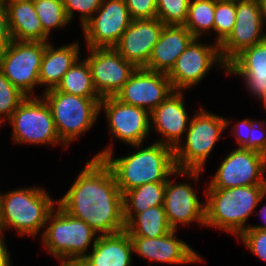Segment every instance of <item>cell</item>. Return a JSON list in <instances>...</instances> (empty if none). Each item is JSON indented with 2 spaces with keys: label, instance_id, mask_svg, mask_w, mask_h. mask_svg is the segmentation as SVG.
<instances>
[{
  "label": "cell",
  "instance_id": "6da1fadb",
  "mask_svg": "<svg viewBox=\"0 0 266 266\" xmlns=\"http://www.w3.org/2000/svg\"><path fill=\"white\" fill-rule=\"evenodd\" d=\"M57 204L68 214L87 223L98 235L125 230L123 194L111 169L92 157Z\"/></svg>",
  "mask_w": 266,
  "mask_h": 266
},
{
  "label": "cell",
  "instance_id": "7a4b0ae2",
  "mask_svg": "<svg viewBox=\"0 0 266 266\" xmlns=\"http://www.w3.org/2000/svg\"><path fill=\"white\" fill-rule=\"evenodd\" d=\"M153 141L146 147H143L146 145L144 143L130 145L135 151L122 157L114 156L115 146L109 143L93 157L102 159L111 169L120 191L124 194L145 183L166 182L177 170L174 149Z\"/></svg>",
  "mask_w": 266,
  "mask_h": 266
},
{
  "label": "cell",
  "instance_id": "3957f363",
  "mask_svg": "<svg viewBox=\"0 0 266 266\" xmlns=\"http://www.w3.org/2000/svg\"><path fill=\"white\" fill-rule=\"evenodd\" d=\"M205 227L217 228L238 237L250 227L249 218L266 199V185L206 188Z\"/></svg>",
  "mask_w": 266,
  "mask_h": 266
},
{
  "label": "cell",
  "instance_id": "277c9868",
  "mask_svg": "<svg viewBox=\"0 0 266 266\" xmlns=\"http://www.w3.org/2000/svg\"><path fill=\"white\" fill-rule=\"evenodd\" d=\"M55 205L57 200L52 199L48 190L41 186L21 187L3 192L0 229L4 232L13 229L21 237L26 235L36 238L39 233L42 235Z\"/></svg>",
  "mask_w": 266,
  "mask_h": 266
},
{
  "label": "cell",
  "instance_id": "5b68a950",
  "mask_svg": "<svg viewBox=\"0 0 266 266\" xmlns=\"http://www.w3.org/2000/svg\"><path fill=\"white\" fill-rule=\"evenodd\" d=\"M191 117L184 141L174 149L177 170L205 171L207 159L218 144L232 119L211 113L200 105Z\"/></svg>",
  "mask_w": 266,
  "mask_h": 266
},
{
  "label": "cell",
  "instance_id": "8992f818",
  "mask_svg": "<svg viewBox=\"0 0 266 266\" xmlns=\"http://www.w3.org/2000/svg\"><path fill=\"white\" fill-rule=\"evenodd\" d=\"M45 227L40 235L42 246L55 259H83L99 236L87 223L66 213L58 204Z\"/></svg>",
  "mask_w": 266,
  "mask_h": 266
},
{
  "label": "cell",
  "instance_id": "52a82bcc",
  "mask_svg": "<svg viewBox=\"0 0 266 266\" xmlns=\"http://www.w3.org/2000/svg\"><path fill=\"white\" fill-rule=\"evenodd\" d=\"M41 95L51 110L57 134L67 147L92 129L100 117L101 98H86L56 89Z\"/></svg>",
  "mask_w": 266,
  "mask_h": 266
},
{
  "label": "cell",
  "instance_id": "ba28073f",
  "mask_svg": "<svg viewBox=\"0 0 266 266\" xmlns=\"http://www.w3.org/2000/svg\"><path fill=\"white\" fill-rule=\"evenodd\" d=\"M12 128V139L15 144L36 146L61 145L68 147L60 140L51 110L45 100L39 97H26L6 122Z\"/></svg>",
  "mask_w": 266,
  "mask_h": 266
},
{
  "label": "cell",
  "instance_id": "9c48e42d",
  "mask_svg": "<svg viewBox=\"0 0 266 266\" xmlns=\"http://www.w3.org/2000/svg\"><path fill=\"white\" fill-rule=\"evenodd\" d=\"M203 172L176 170L166 181L163 207L172 230H178L179 225L187 227L194 222L205 228V202L199 200L196 191ZM174 175L185 177L187 181L184 178V182H175L171 178ZM191 181L197 183L196 189Z\"/></svg>",
  "mask_w": 266,
  "mask_h": 266
},
{
  "label": "cell",
  "instance_id": "30bf717a",
  "mask_svg": "<svg viewBox=\"0 0 266 266\" xmlns=\"http://www.w3.org/2000/svg\"><path fill=\"white\" fill-rule=\"evenodd\" d=\"M200 39L194 38L190 42L167 74L174 91H189L198 86L216 66L227 76V64L221 58L219 45Z\"/></svg>",
  "mask_w": 266,
  "mask_h": 266
},
{
  "label": "cell",
  "instance_id": "8fae6325",
  "mask_svg": "<svg viewBox=\"0 0 266 266\" xmlns=\"http://www.w3.org/2000/svg\"><path fill=\"white\" fill-rule=\"evenodd\" d=\"M46 42L12 40L0 57V70L27 97L35 95Z\"/></svg>",
  "mask_w": 266,
  "mask_h": 266
},
{
  "label": "cell",
  "instance_id": "7c38bea8",
  "mask_svg": "<svg viewBox=\"0 0 266 266\" xmlns=\"http://www.w3.org/2000/svg\"><path fill=\"white\" fill-rule=\"evenodd\" d=\"M266 156L236 147L222 159L206 188L266 185Z\"/></svg>",
  "mask_w": 266,
  "mask_h": 266
},
{
  "label": "cell",
  "instance_id": "4fadbf2b",
  "mask_svg": "<svg viewBox=\"0 0 266 266\" xmlns=\"http://www.w3.org/2000/svg\"><path fill=\"white\" fill-rule=\"evenodd\" d=\"M105 113L110 138L122 143H146L151 135L150 112L142 107L127 105L115 97H105L99 102V115Z\"/></svg>",
  "mask_w": 266,
  "mask_h": 266
},
{
  "label": "cell",
  "instance_id": "5bb4252c",
  "mask_svg": "<svg viewBox=\"0 0 266 266\" xmlns=\"http://www.w3.org/2000/svg\"><path fill=\"white\" fill-rule=\"evenodd\" d=\"M131 21L125 0H103L81 27L86 48H114Z\"/></svg>",
  "mask_w": 266,
  "mask_h": 266
},
{
  "label": "cell",
  "instance_id": "9a60e30c",
  "mask_svg": "<svg viewBox=\"0 0 266 266\" xmlns=\"http://www.w3.org/2000/svg\"><path fill=\"white\" fill-rule=\"evenodd\" d=\"M261 0L236 2V19L232 33L219 46L222 60L228 64L243 49L266 39Z\"/></svg>",
  "mask_w": 266,
  "mask_h": 266
},
{
  "label": "cell",
  "instance_id": "2e32d148",
  "mask_svg": "<svg viewBox=\"0 0 266 266\" xmlns=\"http://www.w3.org/2000/svg\"><path fill=\"white\" fill-rule=\"evenodd\" d=\"M93 84L102 98L115 97L136 67L114 48H86Z\"/></svg>",
  "mask_w": 266,
  "mask_h": 266
},
{
  "label": "cell",
  "instance_id": "e0dca14e",
  "mask_svg": "<svg viewBox=\"0 0 266 266\" xmlns=\"http://www.w3.org/2000/svg\"><path fill=\"white\" fill-rule=\"evenodd\" d=\"M178 230H171L168 234L156 238L130 237L133 253L151 262L170 265H191L205 263L191 245L178 239ZM177 236V237H176Z\"/></svg>",
  "mask_w": 266,
  "mask_h": 266
},
{
  "label": "cell",
  "instance_id": "ac0fdd59",
  "mask_svg": "<svg viewBox=\"0 0 266 266\" xmlns=\"http://www.w3.org/2000/svg\"><path fill=\"white\" fill-rule=\"evenodd\" d=\"M173 91L167 74L136 68L115 98L151 112Z\"/></svg>",
  "mask_w": 266,
  "mask_h": 266
},
{
  "label": "cell",
  "instance_id": "d6986e66",
  "mask_svg": "<svg viewBox=\"0 0 266 266\" xmlns=\"http://www.w3.org/2000/svg\"><path fill=\"white\" fill-rule=\"evenodd\" d=\"M184 91H173L150 112V129L159 134L156 142L175 149L183 141L192 116L187 112ZM154 129V130H153Z\"/></svg>",
  "mask_w": 266,
  "mask_h": 266
},
{
  "label": "cell",
  "instance_id": "ffe728a7",
  "mask_svg": "<svg viewBox=\"0 0 266 266\" xmlns=\"http://www.w3.org/2000/svg\"><path fill=\"white\" fill-rule=\"evenodd\" d=\"M163 27L158 18L132 20L114 49L136 68H144Z\"/></svg>",
  "mask_w": 266,
  "mask_h": 266
},
{
  "label": "cell",
  "instance_id": "44dd1931",
  "mask_svg": "<svg viewBox=\"0 0 266 266\" xmlns=\"http://www.w3.org/2000/svg\"><path fill=\"white\" fill-rule=\"evenodd\" d=\"M242 78L246 91L262 102L266 98V39L243 49L227 64V76Z\"/></svg>",
  "mask_w": 266,
  "mask_h": 266
},
{
  "label": "cell",
  "instance_id": "7402d4cb",
  "mask_svg": "<svg viewBox=\"0 0 266 266\" xmlns=\"http://www.w3.org/2000/svg\"><path fill=\"white\" fill-rule=\"evenodd\" d=\"M194 38L184 25H164L159 40L155 44L144 68L168 74L176 59Z\"/></svg>",
  "mask_w": 266,
  "mask_h": 266
},
{
  "label": "cell",
  "instance_id": "603a6c76",
  "mask_svg": "<svg viewBox=\"0 0 266 266\" xmlns=\"http://www.w3.org/2000/svg\"><path fill=\"white\" fill-rule=\"evenodd\" d=\"M51 42H46L39 72V87L44 86L43 92L56 89L64 74L81 57L79 41L63 44L58 48Z\"/></svg>",
  "mask_w": 266,
  "mask_h": 266
},
{
  "label": "cell",
  "instance_id": "cb8c5ba5",
  "mask_svg": "<svg viewBox=\"0 0 266 266\" xmlns=\"http://www.w3.org/2000/svg\"><path fill=\"white\" fill-rule=\"evenodd\" d=\"M90 251L83 258L87 266L133 265V246L126 230L115 234L99 235Z\"/></svg>",
  "mask_w": 266,
  "mask_h": 266
},
{
  "label": "cell",
  "instance_id": "d4e9b609",
  "mask_svg": "<svg viewBox=\"0 0 266 266\" xmlns=\"http://www.w3.org/2000/svg\"><path fill=\"white\" fill-rule=\"evenodd\" d=\"M8 24L13 40L30 42H49L43 31L33 2H18L7 5Z\"/></svg>",
  "mask_w": 266,
  "mask_h": 266
},
{
  "label": "cell",
  "instance_id": "484cf974",
  "mask_svg": "<svg viewBox=\"0 0 266 266\" xmlns=\"http://www.w3.org/2000/svg\"><path fill=\"white\" fill-rule=\"evenodd\" d=\"M166 182L145 183L123 194L125 225L150 207L163 206Z\"/></svg>",
  "mask_w": 266,
  "mask_h": 266
},
{
  "label": "cell",
  "instance_id": "4316f807",
  "mask_svg": "<svg viewBox=\"0 0 266 266\" xmlns=\"http://www.w3.org/2000/svg\"><path fill=\"white\" fill-rule=\"evenodd\" d=\"M130 237L156 238L168 234L170 227L163 206H155L136 214L126 225Z\"/></svg>",
  "mask_w": 266,
  "mask_h": 266
},
{
  "label": "cell",
  "instance_id": "83f0119b",
  "mask_svg": "<svg viewBox=\"0 0 266 266\" xmlns=\"http://www.w3.org/2000/svg\"><path fill=\"white\" fill-rule=\"evenodd\" d=\"M80 57L74 65L62 77L61 82L56 87L61 91L71 95L86 98H101L94 87L91 70L87 60Z\"/></svg>",
  "mask_w": 266,
  "mask_h": 266
},
{
  "label": "cell",
  "instance_id": "f1b7e54d",
  "mask_svg": "<svg viewBox=\"0 0 266 266\" xmlns=\"http://www.w3.org/2000/svg\"><path fill=\"white\" fill-rule=\"evenodd\" d=\"M215 0H190L184 26L195 38L214 32Z\"/></svg>",
  "mask_w": 266,
  "mask_h": 266
},
{
  "label": "cell",
  "instance_id": "f546056e",
  "mask_svg": "<svg viewBox=\"0 0 266 266\" xmlns=\"http://www.w3.org/2000/svg\"><path fill=\"white\" fill-rule=\"evenodd\" d=\"M33 4L43 31L48 36L52 35L53 30L64 29L68 24L71 25L62 0H34Z\"/></svg>",
  "mask_w": 266,
  "mask_h": 266
},
{
  "label": "cell",
  "instance_id": "4dcf8cb0",
  "mask_svg": "<svg viewBox=\"0 0 266 266\" xmlns=\"http://www.w3.org/2000/svg\"><path fill=\"white\" fill-rule=\"evenodd\" d=\"M236 19V2L215 0L214 33L219 46L232 33Z\"/></svg>",
  "mask_w": 266,
  "mask_h": 266
},
{
  "label": "cell",
  "instance_id": "1f68e13d",
  "mask_svg": "<svg viewBox=\"0 0 266 266\" xmlns=\"http://www.w3.org/2000/svg\"><path fill=\"white\" fill-rule=\"evenodd\" d=\"M27 96L16 88L0 70V124L6 125L13 112Z\"/></svg>",
  "mask_w": 266,
  "mask_h": 266
},
{
  "label": "cell",
  "instance_id": "d6a6232c",
  "mask_svg": "<svg viewBox=\"0 0 266 266\" xmlns=\"http://www.w3.org/2000/svg\"><path fill=\"white\" fill-rule=\"evenodd\" d=\"M190 0H157V18L164 25H184Z\"/></svg>",
  "mask_w": 266,
  "mask_h": 266
},
{
  "label": "cell",
  "instance_id": "836d02e7",
  "mask_svg": "<svg viewBox=\"0 0 266 266\" xmlns=\"http://www.w3.org/2000/svg\"><path fill=\"white\" fill-rule=\"evenodd\" d=\"M103 0H62L65 13L70 22L79 14L80 26L82 27L100 8ZM76 13V14H74Z\"/></svg>",
  "mask_w": 266,
  "mask_h": 266
},
{
  "label": "cell",
  "instance_id": "e575fe53",
  "mask_svg": "<svg viewBox=\"0 0 266 266\" xmlns=\"http://www.w3.org/2000/svg\"><path fill=\"white\" fill-rule=\"evenodd\" d=\"M237 238L253 255L266 262V230L249 227Z\"/></svg>",
  "mask_w": 266,
  "mask_h": 266
},
{
  "label": "cell",
  "instance_id": "d590c367",
  "mask_svg": "<svg viewBox=\"0 0 266 266\" xmlns=\"http://www.w3.org/2000/svg\"><path fill=\"white\" fill-rule=\"evenodd\" d=\"M242 148L257 151L266 156V120L251 119V134Z\"/></svg>",
  "mask_w": 266,
  "mask_h": 266
},
{
  "label": "cell",
  "instance_id": "8d00e7d4",
  "mask_svg": "<svg viewBox=\"0 0 266 266\" xmlns=\"http://www.w3.org/2000/svg\"><path fill=\"white\" fill-rule=\"evenodd\" d=\"M132 20L157 18V0H125Z\"/></svg>",
  "mask_w": 266,
  "mask_h": 266
},
{
  "label": "cell",
  "instance_id": "74e56055",
  "mask_svg": "<svg viewBox=\"0 0 266 266\" xmlns=\"http://www.w3.org/2000/svg\"><path fill=\"white\" fill-rule=\"evenodd\" d=\"M8 24L7 7L0 1V57L12 42Z\"/></svg>",
  "mask_w": 266,
  "mask_h": 266
},
{
  "label": "cell",
  "instance_id": "f35d334b",
  "mask_svg": "<svg viewBox=\"0 0 266 266\" xmlns=\"http://www.w3.org/2000/svg\"><path fill=\"white\" fill-rule=\"evenodd\" d=\"M230 135L236 139L237 147H243L249 140L251 134V119L244 118L243 120L236 122L231 127Z\"/></svg>",
  "mask_w": 266,
  "mask_h": 266
},
{
  "label": "cell",
  "instance_id": "ab89813d",
  "mask_svg": "<svg viewBox=\"0 0 266 266\" xmlns=\"http://www.w3.org/2000/svg\"><path fill=\"white\" fill-rule=\"evenodd\" d=\"M4 235L5 232L0 229V266H13L12 256L10 251L7 249L8 246Z\"/></svg>",
  "mask_w": 266,
  "mask_h": 266
},
{
  "label": "cell",
  "instance_id": "60d3db41",
  "mask_svg": "<svg viewBox=\"0 0 266 266\" xmlns=\"http://www.w3.org/2000/svg\"><path fill=\"white\" fill-rule=\"evenodd\" d=\"M60 266H87L83 259H57Z\"/></svg>",
  "mask_w": 266,
  "mask_h": 266
},
{
  "label": "cell",
  "instance_id": "b9f144b4",
  "mask_svg": "<svg viewBox=\"0 0 266 266\" xmlns=\"http://www.w3.org/2000/svg\"><path fill=\"white\" fill-rule=\"evenodd\" d=\"M255 215H259V217L262 218L261 220L264 221V223L260 225L250 224V227L261 228V229L266 230V205L264 204V206L261 207L260 211L256 212Z\"/></svg>",
  "mask_w": 266,
  "mask_h": 266
},
{
  "label": "cell",
  "instance_id": "7bdbcfd3",
  "mask_svg": "<svg viewBox=\"0 0 266 266\" xmlns=\"http://www.w3.org/2000/svg\"><path fill=\"white\" fill-rule=\"evenodd\" d=\"M5 6L18 2H33L34 0H0Z\"/></svg>",
  "mask_w": 266,
  "mask_h": 266
},
{
  "label": "cell",
  "instance_id": "ee69618b",
  "mask_svg": "<svg viewBox=\"0 0 266 266\" xmlns=\"http://www.w3.org/2000/svg\"><path fill=\"white\" fill-rule=\"evenodd\" d=\"M262 9H263V22L264 26H266V0H261Z\"/></svg>",
  "mask_w": 266,
  "mask_h": 266
},
{
  "label": "cell",
  "instance_id": "f6af8a7d",
  "mask_svg": "<svg viewBox=\"0 0 266 266\" xmlns=\"http://www.w3.org/2000/svg\"><path fill=\"white\" fill-rule=\"evenodd\" d=\"M262 105H263V107H264V109L266 111V98L262 101Z\"/></svg>",
  "mask_w": 266,
  "mask_h": 266
},
{
  "label": "cell",
  "instance_id": "bcb514c9",
  "mask_svg": "<svg viewBox=\"0 0 266 266\" xmlns=\"http://www.w3.org/2000/svg\"><path fill=\"white\" fill-rule=\"evenodd\" d=\"M224 1L240 2V1H243V0H224Z\"/></svg>",
  "mask_w": 266,
  "mask_h": 266
},
{
  "label": "cell",
  "instance_id": "7dc6e473",
  "mask_svg": "<svg viewBox=\"0 0 266 266\" xmlns=\"http://www.w3.org/2000/svg\"><path fill=\"white\" fill-rule=\"evenodd\" d=\"M1 195H2V192L0 191V206H1Z\"/></svg>",
  "mask_w": 266,
  "mask_h": 266
}]
</instances>
